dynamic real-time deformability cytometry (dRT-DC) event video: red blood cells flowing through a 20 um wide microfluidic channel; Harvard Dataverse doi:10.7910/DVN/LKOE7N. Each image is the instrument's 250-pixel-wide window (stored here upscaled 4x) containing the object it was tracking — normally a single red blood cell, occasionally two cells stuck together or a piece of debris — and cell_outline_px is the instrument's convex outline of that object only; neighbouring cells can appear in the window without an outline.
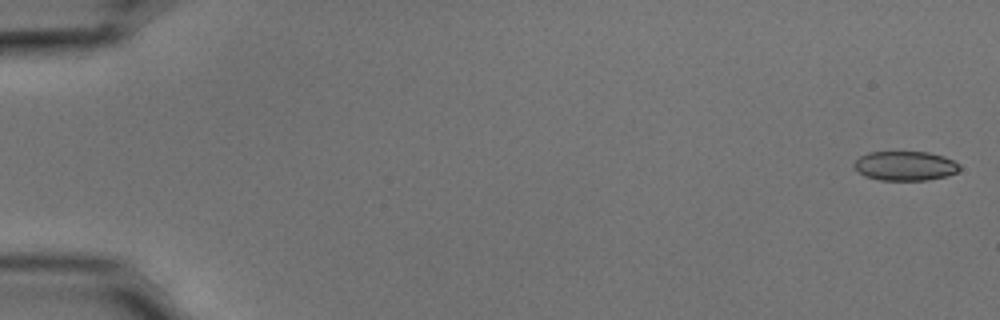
{"species": "common noctule bat (a hibernating species)", "species_latin": "Nyctalus noctula", "temperature_condition": "cold", "stored_images_in_passage": 55, "camera_frame_rate_fps": 3000, "um_per_image_px": 0.085, "animal": {"sex": "male", "body_mass_g": 15.6}, "frame": {"image": 1, "passage_image": 2, "time_ms": 0.333, "image_size_px": [1000, 320], "cell_outline_px": [[960, 168], [956, 172], [944, 176], [928, 180], [880, 180], [864, 176], [852, 164], [860, 156], [868, 152], [928, 152], [944, 156], [960, 164]], "centroid_in_image_um": [76.93, 14.09], "position_along_channel_um": 8.1, "area_um2": 17.98}}
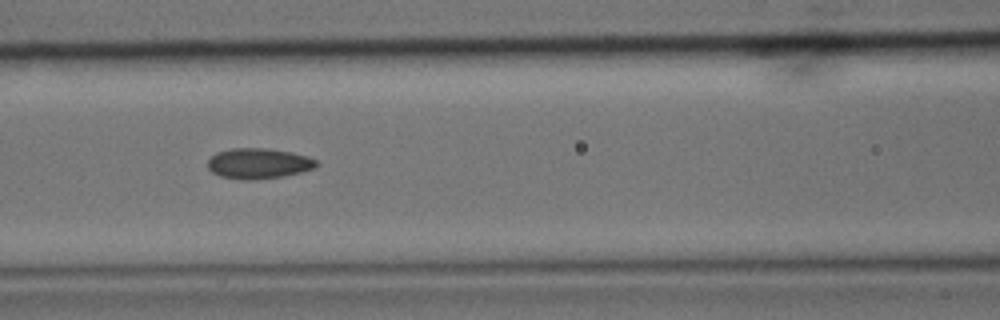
{"frame": {"image": 2, "passage_image": 25, "time_ms": 8.0, "image_size_px": [1000, 320], "cell_outline_px": [[320, 164], [316, 168], [300, 172], [280, 176], [248, 180], [244, 180], [220, 176], [212, 172], [208, 168], [208, 160], [216, 152], [232, 148], [268, 148], [292, 152], [308, 156], [316, 160]], "centroid_in_image_um": [21.99, 13.88], "position_along_channel_um": 144.6, "area_um2": 19.31}}
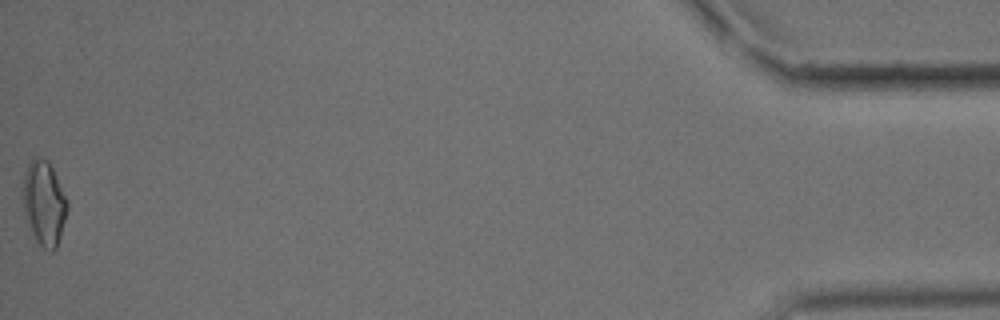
{"frame": {"image": 3, "passage_image": 55, "time_ms": 18.0, "image_size_px": [1000, 320], "cell_outline_px": [[68, 208], [60, 236], [56, 248], [52, 252], [44, 248], [36, 240], [24, 216], [24, 172], [28, 164], [36, 156], [44, 156], [48, 160], [68, 200]], "centroid_in_image_um": [3.76, 17.24], "position_along_channel_um": 431.4, "area_um2": 21.68}, "authors_computed_cell_mechanics": {"area_um2": 18.9584, "velocity_mm_per_s": 3.7595, "shape_relaxation_time_tau1_ms": null, "shape_relaxation_time_tau2_ms": 1.4406, "deformation_change_tau1": null, "deformation_change_tau2": 0.0588}}